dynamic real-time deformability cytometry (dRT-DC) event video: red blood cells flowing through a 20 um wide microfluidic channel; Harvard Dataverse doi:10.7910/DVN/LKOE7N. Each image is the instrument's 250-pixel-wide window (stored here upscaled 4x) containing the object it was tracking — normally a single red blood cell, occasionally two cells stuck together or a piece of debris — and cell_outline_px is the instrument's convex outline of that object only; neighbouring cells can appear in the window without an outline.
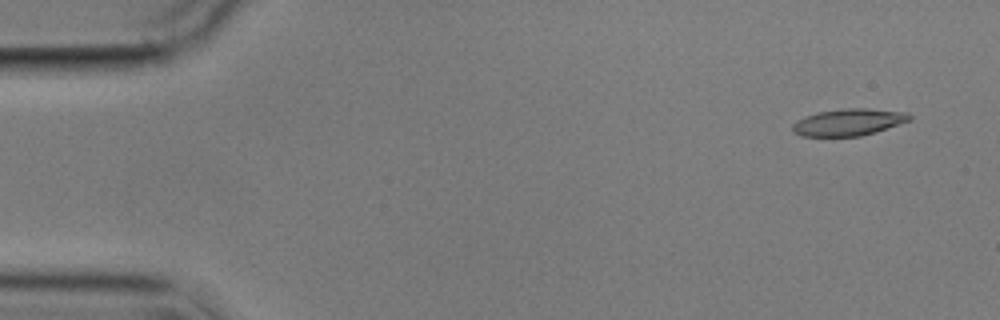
{"species": "common noctule bat (a hibernating species)", "species_latin": "Nyctalus noctula", "temperature_condition": "cold", "stored_images_in_passage": 6, "camera_frame_rate_fps": 3000, "um_per_image_px": 0.085, "animal": {"sex": "male", "body_mass_g": 17.9}, "frame": {"image": 1, "passage_image": 1, "time_ms": 0.0, "image_size_px": [1000, 320], "cell_outline_px": [[912, 120], [876, 132], [860, 136], [800, 136], [792, 132], [792, 124], [796, 120], [804, 116], [816, 112], [848, 108], [868, 108], [908, 112], [912, 116]], "centroid_in_image_um": [72.13, 10.38], "position_along_channel_um": 12.9, "area_um2": 18.61}}
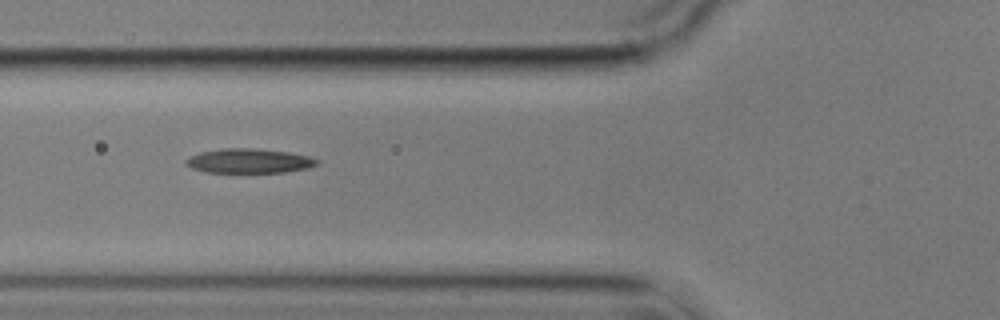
{"frame": {"image": 2, "passage_image": 5, "time_ms": 5.667, "image_size_px": [1000, 320], "cell_outline_px": [[320, 164], [308, 168], [284, 172], [204, 172], [192, 168], [184, 164], [184, 160], [200, 152], [220, 148], [252, 148], [288, 152], [308, 156], [320, 160]], "centroid_in_image_um": [21.17, 13.67], "position_along_channel_um": 104.6, "area_um2": 18.73}}
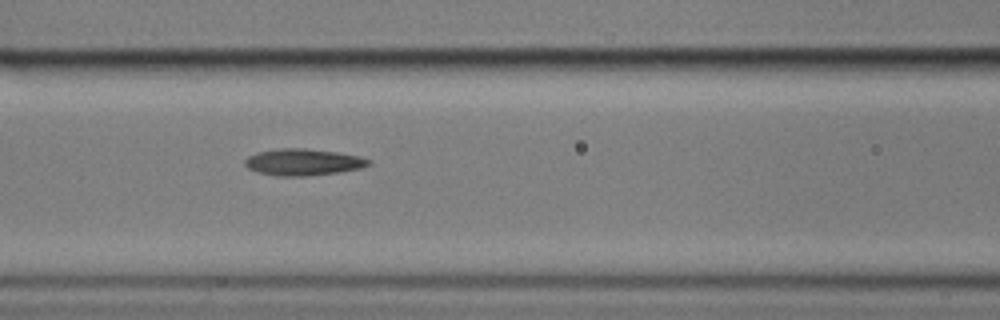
{"frame": {"image": 3, "passage_image": 6, "time_ms": 6.667, "image_size_px": [1000, 320], "cell_outline_px": [[372, 164], [360, 168], [340, 172], [308, 176], [276, 176], [256, 172], [248, 168], [244, 164], [244, 160], [248, 156], [260, 152], [280, 148], [304, 148], [336, 152], [360, 156], [372, 160]], "centroid_in_image_um": [25.78, 13.79], "position_along_channel_um": 140.8, "area_um2": 19.31}}